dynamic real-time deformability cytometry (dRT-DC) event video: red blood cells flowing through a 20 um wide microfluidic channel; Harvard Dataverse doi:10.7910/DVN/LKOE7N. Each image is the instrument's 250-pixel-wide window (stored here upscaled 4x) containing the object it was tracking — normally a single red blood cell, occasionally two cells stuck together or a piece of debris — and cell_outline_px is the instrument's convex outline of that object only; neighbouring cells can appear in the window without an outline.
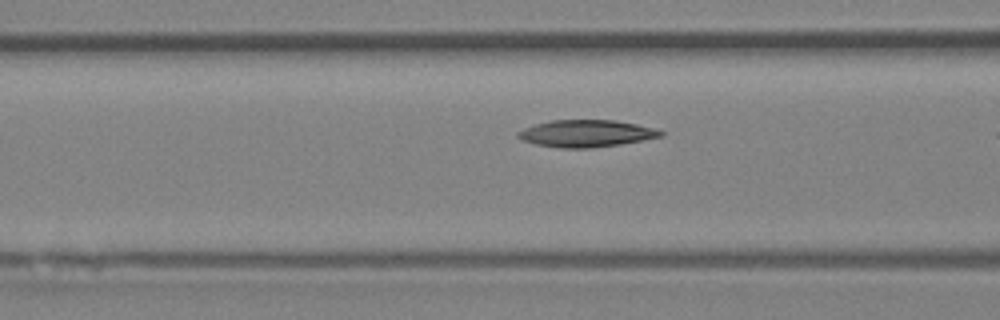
{"species": "Egyptian fruit bat (a non-hibernating species)", "species_latin": "Rousettus aegyptiacus", "temperature_condition": "room temperature", "stored_images_in_passage": 18, "camera_frame_rate_fps": 3000, "um_per_image_px": 0.085, "animal": {"sex": "female"}, "frame": {"image": 1, "passage_image": 16, "time_ms": 5.0, "image_size_px": [1000, 320], "cell_outline_px": [[664, 136], [620, 144], [588, 148], [560, 148], [536, 144], [520, 140], [516, 136], [516, 132], [524, 128], [536, 124], [552, 120], [616, 120], [656, 128], [664, 132]], "centroid_in_image_um": [49.82, 11.34], "position_along_channel_um": 116.8, "area_um2": 22.54}}